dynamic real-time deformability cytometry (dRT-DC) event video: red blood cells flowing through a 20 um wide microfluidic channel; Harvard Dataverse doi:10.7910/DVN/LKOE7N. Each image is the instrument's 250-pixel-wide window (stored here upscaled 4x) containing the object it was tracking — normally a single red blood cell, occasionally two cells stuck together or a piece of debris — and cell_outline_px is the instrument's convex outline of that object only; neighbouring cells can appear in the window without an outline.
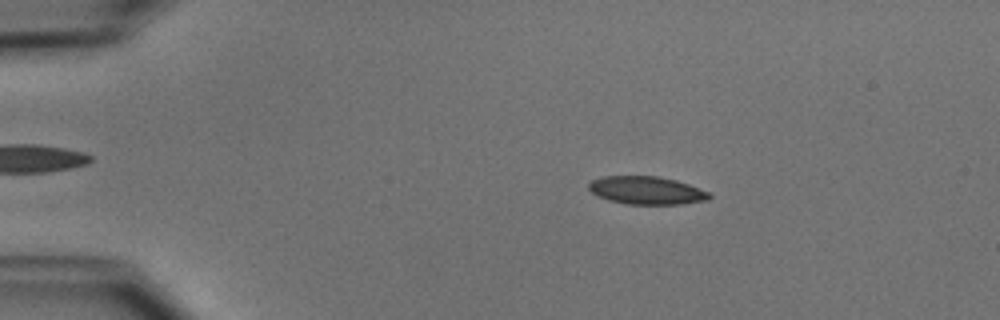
{"species": "common noctule bat (a hibernating species)", "species_latin": "Nyctalus noctula", "temperature_condition": "cold", "stored_images_in_passage": 51, "camera_frame_rate_fps": 3000, "um_per_image_px": 0.085, "animal": {"sex": "male", "body_mass_g": 15.6}, "frame": {"image": 1, "passage_image": 9, "time_ms": 2.667, "image_size_px": [1000, 320], "cell_outline_px": [[712, 196], [708, 200], [680, 204], [628, 204], [608, 200], [596, 196], [588, 188], [588, 184], [592, 180], [604, 176], [660, 176], [676, 180], [688, 184], [708, 192]], "centroid_in_image_um": [54.94, 16.18], "position_along_channel_um": 30.1, "area_um2": 19.65}}
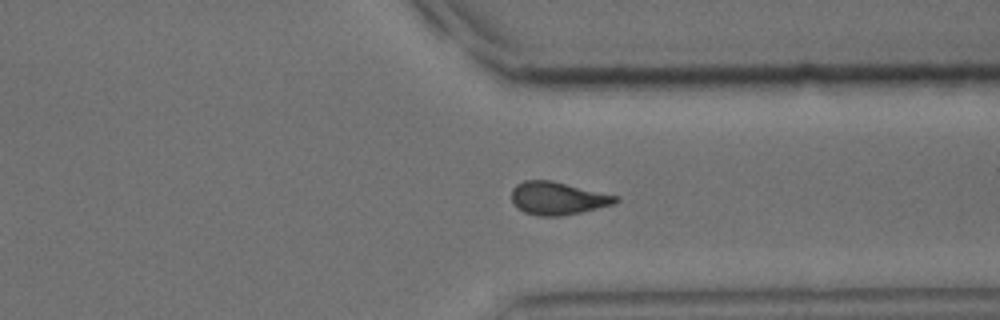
{"frame": {"image": 2, "passage_image": 39, "time_ms": 12.667, "image_size_px": [1000, 320], "cell_outline_px": [[620, 200], [612, 204], [580, 212], [560, 216], [536, 216], [524, 212], [516, 208], [512, 200], [512, 188], [516, 184], [524, 180], [552, 180], [620, 196]], "centroid_in_image_um": [47.39, 16.84], "position_along_channel_um": 364.0, "area_um2": 20.06}}
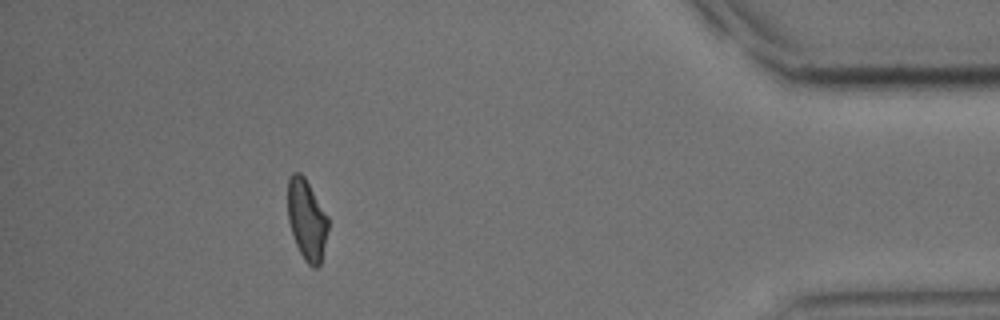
{"frame": {"image": 3, "passage_image": 46, "time_ms": 15.0, "image_size_px": [1000, 320], "cell_outline_px": [[328, 228], [320, 264], [316, 268], [312, 268], [304, 260], [296, 244], [288, 220], [288, 176], [292, 172], [300, 172], [304, 176], [328, 216]], "centroid_in_image_um": [26.06, 18.65], "position_along_channel_um": 409.1, "area_um2": 18.9}, "authors_computed_cell_mechanics": {"area_um2": 20.0566, "velocity_mm_per_s": 3.9373, "shape_relaxation_time_tau1_ms": 4.4403, "shape_relaxation_time_tau2_ms": 3.8957, "deformation_change_tau1": 0.131, "deformation_change_tau2": 0.0983}}